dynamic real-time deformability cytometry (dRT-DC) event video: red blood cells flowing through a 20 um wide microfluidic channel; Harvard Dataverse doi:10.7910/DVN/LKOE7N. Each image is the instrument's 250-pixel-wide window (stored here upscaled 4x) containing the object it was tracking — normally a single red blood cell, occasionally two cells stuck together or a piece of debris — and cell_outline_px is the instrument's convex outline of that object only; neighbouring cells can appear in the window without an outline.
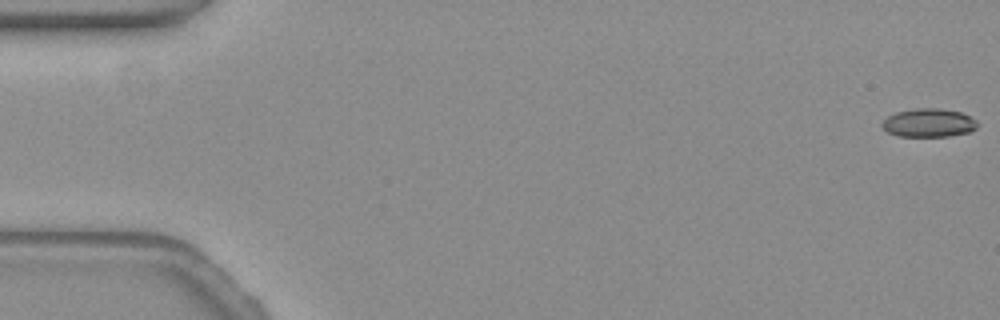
{"species": "common noctule bat (a hibernating species)", "species_latin": "Nyctalus noctula", "temperature_condition": "warm", "stored_images_in_passage": 13, "camera_frame_rate_fps": 3000, "um_per_image_px": 0.085, "animal": {"sex": "female", "body_mass_g": 19.3, "forearm_length_mm": 54.1}, "frame": {"image": 1, "passage_image": 1, "time_ms": 0.0, "image_size_px": [1000, 320], "cell_outline_px": [[976, 128], [968, 132], [948, 136], [900, 136], [888, 132], [880, 124], [888, 116], [896, 112], [916, 108], [940, 108], [960, 112], [976, 120]], "centroid_in_image_um": [78.92, 10.43], "position_along_channel_um": 6.1, "area_um2": 15.61}}